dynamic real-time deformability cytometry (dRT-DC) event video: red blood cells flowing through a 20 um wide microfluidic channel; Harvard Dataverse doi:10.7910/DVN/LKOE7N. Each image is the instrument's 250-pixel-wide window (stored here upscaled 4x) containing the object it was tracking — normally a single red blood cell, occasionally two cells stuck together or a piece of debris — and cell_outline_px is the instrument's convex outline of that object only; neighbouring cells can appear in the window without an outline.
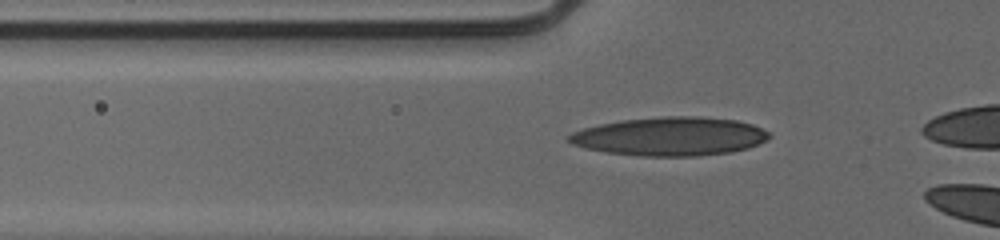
{"species": "human", "species_latin": "Homo sapiens", "temperature_condition": "cold", "stored_images_in_passage": 11, "camera_frame_rate_fps": 3000, "um_per_image_px": 0.085, "donor": {"sex": "male"}, "frame": {"image": 1, "passage_image": 8, "time_ms": 2.333, "image_size_px": [1000, 240], "cell_outline_px": [[772, 136], [768, 140], [760, 144], [748, 148], [732, 152], [700, 156], [640, 156], [604, 152], [584, 148], [572, 144], [564, 136], [572, 132], [584, 128], [600, 124], [620, 120], [664, 116], [700, 116], [736, 120], [752, 124], [768, 132]], "centroid_in_image_um": [56.95, 11.6], "position_along_channel_um": 68.8, "area_um2": 45.55}}